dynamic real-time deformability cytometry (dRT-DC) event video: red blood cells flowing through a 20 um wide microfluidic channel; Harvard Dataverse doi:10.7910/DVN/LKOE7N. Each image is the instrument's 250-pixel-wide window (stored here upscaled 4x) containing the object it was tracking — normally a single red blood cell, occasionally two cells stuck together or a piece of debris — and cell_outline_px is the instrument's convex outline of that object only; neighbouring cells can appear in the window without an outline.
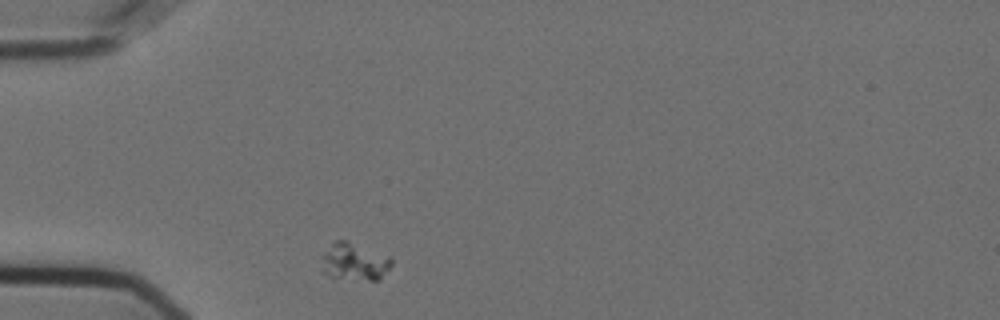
{"species": "Egyptian fruit bat (a non-hibernating species)", "species_latin": "Rousettus aegyptiacus", "temperature_condition": "cold", "stored_images_in_passage": 31, "camera_frame_rate_fps": 3000, "um_per_image_px": 0.085, "animal": {"sex": "female"}, "frame": {"image": 1, "passage_image": 1, "time_ms": 0.0, "image_size_px": [1000, 320], "cell_outline_px": [[392, 264], [380, 280], [368, 280], [328, 276], [324, 272], [324, 256], [332, 240], [348, 240], [392, 256]], "centroid_in_image_um": [30.2, 22.21], "position_along_channel_um": 54.8, "area_um2": 15.2}}
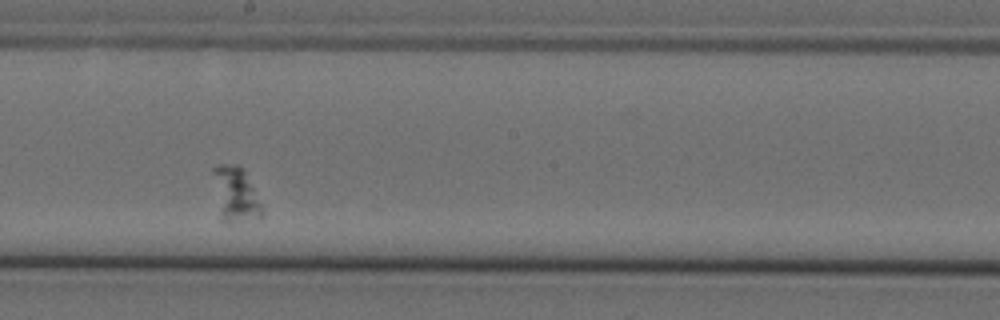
{"frame": {"image": 2, "passage_image": 18, "time_ms": 5.667, "image_size_px": [1000, 320], "cell_outline_px": [[264, 216], [260, 220], [228, 224], [224, 224], [220, 212], [212, 172], [212, 168], [220, 164], [236, 164], [244, 172], [260, 204]], "centroid_in_image_um": [20.02, 16.6], "position_along_channel_um": 228.2, "area_um2": 15.43}}
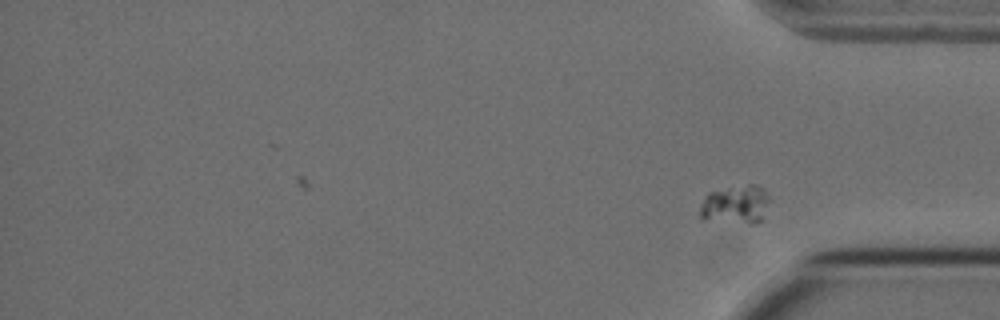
{"frame": {"image": 3, "passage_image": 31, "time_ms": 10.0, "image_size_px": [1000, 320], "cell_outline_px": [[768, 200], [764, 220], [756, 224], [748, 224], [704, 220], [700, 216], [700, 204], [704, 196], [708, 192], [748, 184], [752, 184], [764, 188], [768, 196]], "centroid_in_image_um": [62.52, 17.42], "position_along_channel_um": 372.7, "area_um2": 16.01}}